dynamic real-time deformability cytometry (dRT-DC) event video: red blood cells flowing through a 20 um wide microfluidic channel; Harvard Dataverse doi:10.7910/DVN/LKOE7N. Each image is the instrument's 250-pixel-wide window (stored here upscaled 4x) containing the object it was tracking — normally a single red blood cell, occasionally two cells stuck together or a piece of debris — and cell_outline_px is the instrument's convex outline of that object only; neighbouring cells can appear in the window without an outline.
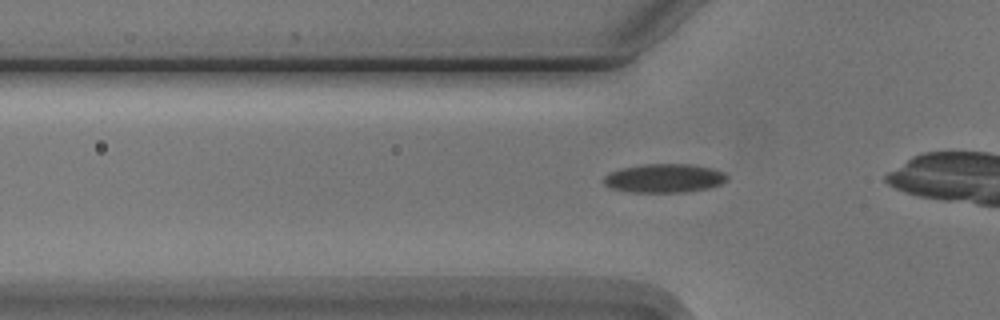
{"species": "Egyptian fruit bat (a non-hibernating species)", "species_latin": "Rousettus aegyptiacus", "temperature_condition": "cold", "stored_images_in_passage": 16, "camera_frame_rate_fps": 3000, "um_per_image_px": 0.085, "animal": {"sex": "male"}, "frame": {"image": 1, "passage_image": 3, "time_ms": 0.667, "image_size_px": [1000, 320], "cell_outline_px": [[728, 180], [720, 184], [708, 188], [688, 192], [628, 192], [608, 188], [604, 184], [604, 176], [608, 172], [620, 168], [644, 164], [692, 164], [712, 168], [724, 172], [728, 176]], "centroid_in_image_um": [56.44, 15.15], "position_along_channel_um": 69.4, "area_um2": 20.98}}
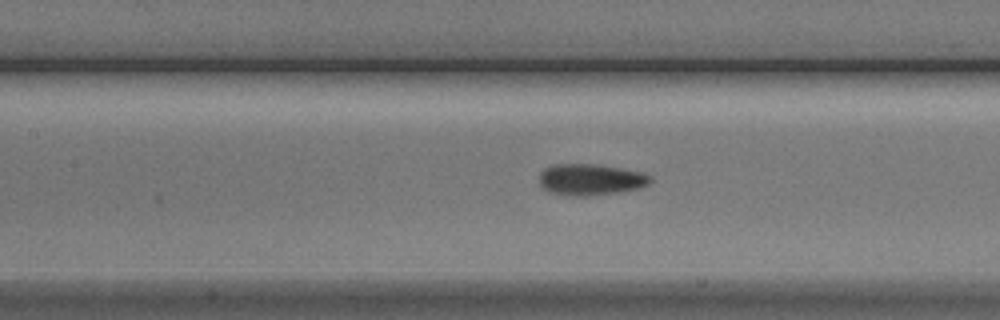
{"frame": {"image": 2, "passage_image": 10, "time_ms": 3.0, "image_size_px": [1000, 320], "cell_outline_px": [[652, 180], [648, 184], [636, 188], [616, 192], [588, 196], [564, 196], [548, 192], [540, 188], [540, 172], [544, 168], [556, 164], [596, 164], [620, 168], [640, 172], [652, 176]], "centroid_in_image_um": [50.13, 15.27], "position_along_channel_um": 157.3, "area_um2": 20.35}}
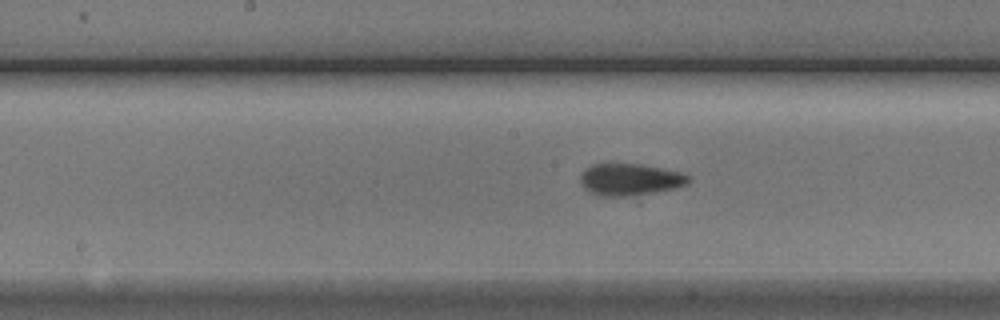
{"frame": {"image": 3, "passage_image": 13, "time_ms": 4.0, "image_size_px": [1000, 320], "cell_outline_px": [[692, 180], [688, 184], [676, 188], [656, 192], [628, 196], [600, 196], [588, 192], [580, 184], [580, 176], [584, 168], [592, 164], [640, 164], [680, 172], [688, 176]], "centroid_in_image_um": [53.52, 15.26], "position_along_channel_um": 194.7, "area_um2": 20.23}}